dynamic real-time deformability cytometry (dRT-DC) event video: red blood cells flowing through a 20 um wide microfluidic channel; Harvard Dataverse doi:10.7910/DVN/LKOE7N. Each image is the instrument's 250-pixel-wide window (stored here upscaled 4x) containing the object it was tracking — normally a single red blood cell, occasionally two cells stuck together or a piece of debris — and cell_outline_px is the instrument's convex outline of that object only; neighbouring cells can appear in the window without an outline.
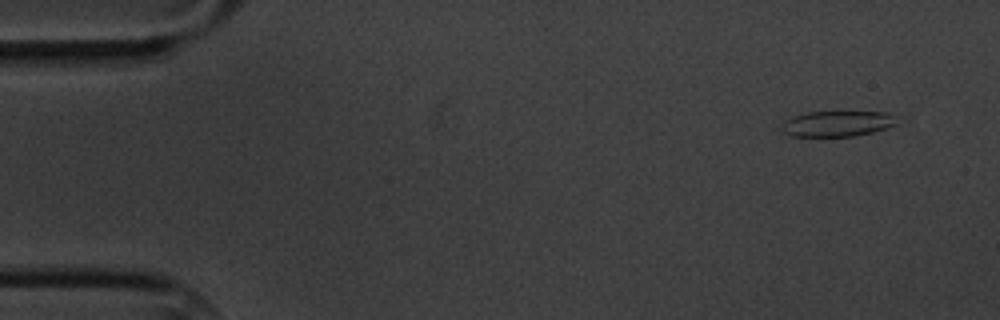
{"species": "common noctule bat (a hibernating species)", "species_latin": "Nyctalus noctula", "temperature_condition": "cold", "stored_images_in_passage": 5, "camera_frame_rate_fps": 3000, "um_per_image_px": 0.085, "animal": {"sex": "male", "body_mass_g": 20.1, "forearm_length_mm": 53.5}, "frame": {"image": 1, "passage_image": 1, "time_ms": 0.0, "image_size_px": [1000, 320], "cell_outline_px": [[896, 124], [872, 132], [856, 136], [792, 136], [784, 132], [780, 128], [784, 120], [808, 112], [884, 112], [892, 116]], "centroid_in_image_um": [71.1, 10.52], "position_along_channel_um": 13.9, "area_um2": 16.82}}
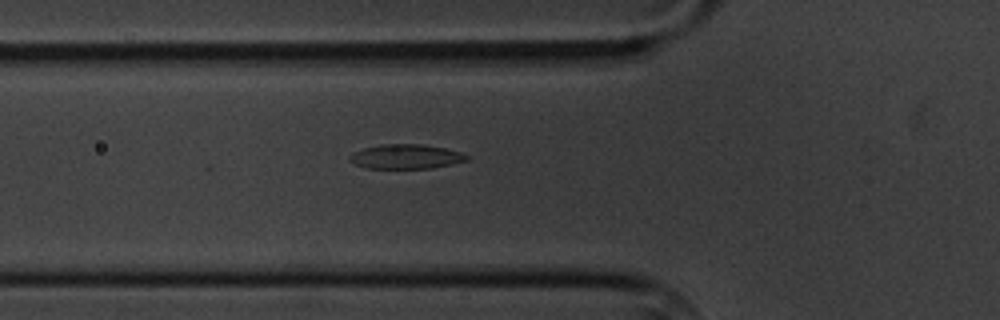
{"frame": {"image": 2, "passage_image": 5, "time_ms": 5.333, "image_size_px": [1000, 320], "cell_outline_px": [[468, 160], [452, 164], [432, 168], [364, 168], [348, 160], [348, 156], [352, 152], [364, 148], [380, 144], [420, 144], [444, 148], [460, 152], [468, 156]], "centroid_in_image_um": [34.46, 13.31], "position_along_channel_um": 91.3, "area_um2": 16.7}}